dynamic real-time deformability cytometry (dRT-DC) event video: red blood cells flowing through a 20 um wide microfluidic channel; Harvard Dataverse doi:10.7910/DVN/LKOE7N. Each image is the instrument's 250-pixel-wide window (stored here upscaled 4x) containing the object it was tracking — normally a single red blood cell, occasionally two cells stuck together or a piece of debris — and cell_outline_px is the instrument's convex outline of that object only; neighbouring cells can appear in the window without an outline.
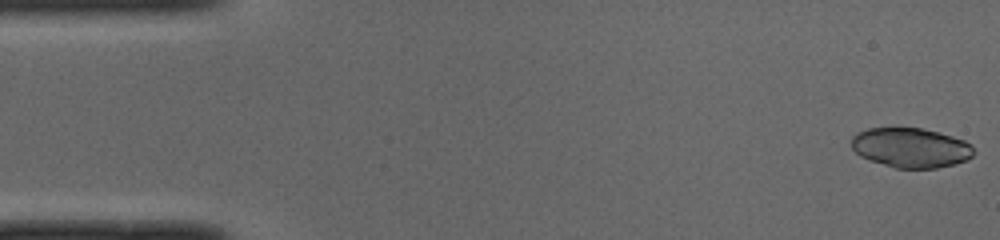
{"species": "common noctule bat (a hibernating species)", "species_latin": "Nyctalus noctula", "temperature_condition": "cold", "stored_images_in_passage": 50, "camera_frame_rate_fps": 3000, "um_per_image_px": 0.085, "animal": {"sex": "male", "body_mass_g": 19.0, "forearm_length_mm": 50.8}, "frame": {"image": 1, "passage_image": 1, "time_ms": 0.0, "image_size_px": [1000, 240], "cell_outline_px": [[976, 152], [968, 160], [936, 168], [896, 168], [868, 160], [860, 156], [852, 148], [852, 136], [856, 132], [868, 128], [920, 128], [952, 136], [964, 140], [972, 144]], "centroid_in_image_um": [77.42, 12.56], "position_along_channel_um": 7.6, "area_um2": 28.38}}